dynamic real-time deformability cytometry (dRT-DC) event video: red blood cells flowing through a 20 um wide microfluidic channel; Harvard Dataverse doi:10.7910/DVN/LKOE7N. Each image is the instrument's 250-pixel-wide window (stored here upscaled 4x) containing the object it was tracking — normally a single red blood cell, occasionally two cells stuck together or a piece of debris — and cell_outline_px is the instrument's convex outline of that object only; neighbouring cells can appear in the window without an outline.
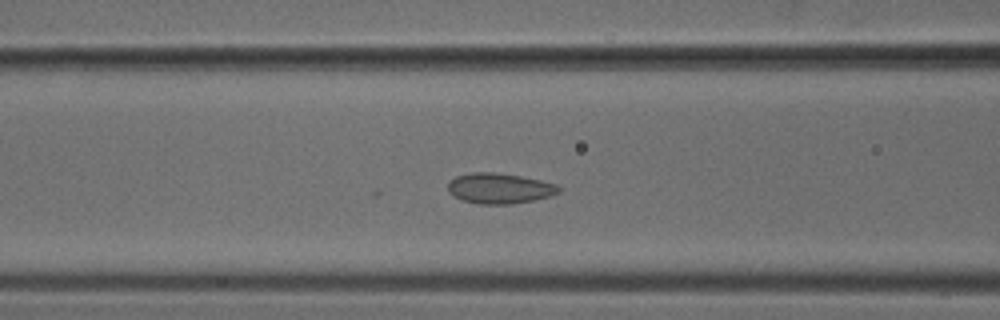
{"species": "common noctule bat (a hibernating species)", "species_latin": "Nyctalus noctula", "temperature_condition": "cold", "stored_images_in_passage": 38, "camera_frame_rate_fps": 3000, "um_per_image_px": 0.085, "animal": {"sex": "male", "body_mass_g": 18.8}, "frame": {"image": 1, "passage_image": 7, "time_ms": 2.0, "image_size_px": [1000, 320], "cell_outline_px": [[560, 192], [552, 196], [512, 204], [480, 204], [460, 200], [448, 192], [448, 184], [456, 176], [472, 172], [492, 172], [520, 176], [540, 180], [556, 184], [560, 188]], "centroid_in_image_um": [42.45, 16.01], "position_along_channel_um": 124.1, "area_um2": 19.65}}
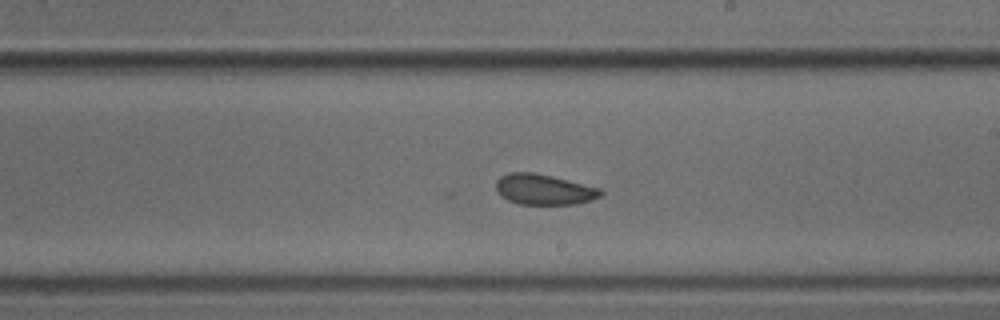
{"frame": {"image": 2, "passage_image": 16, "time_ms": 5.0, "image_size_px": [1000, 320], "cell_outline_px": [[604, 192], [600, 196], [592, 200], [576, 204], [520, 204], [508, 200], [500, 196], [496, 192], [496, 180], [500, 176], [508, 172], [532, 172], [552, 176], [600, 188]], "centroid_in_image_um": [46.21, 16.1], "position_along_channel_um": 242.8, "area_um2": 18.73}}
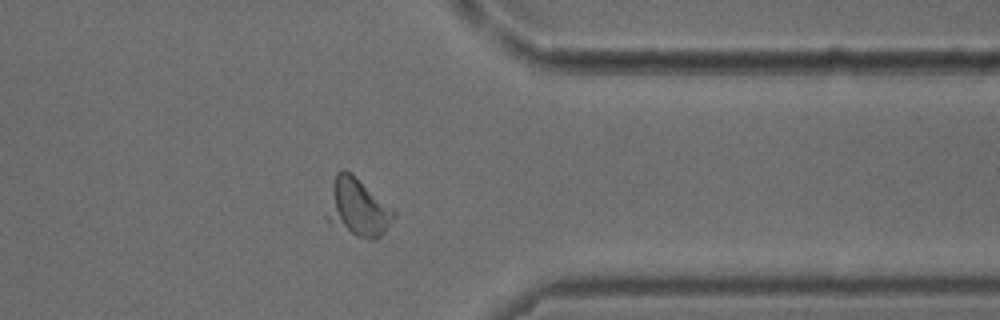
{"frame": {"image": 3, "passage_image": 27, "time_ms": 8.667, "image_size_px": [1000, 320], "cell_outline_px": [[396, 216], [384, 232], [380, 236], [372, 240], [356, 236], [324, 220], [332, 184], [336, 172], [340, 168], [344, 168], [352, 172], [396, 208]], "centroid_in_image_um": [30.42, 17.6], "position_along_channel_um": 381.0, "area_um2": 23.35}}